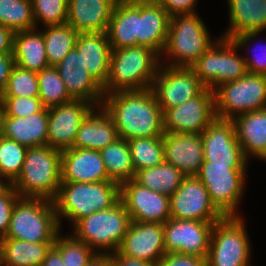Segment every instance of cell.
<instances>
[{
  "mask_svg": "<svg viewBox=\"0 0 266 266\" xmlns=\"http://www.w3.org/2000/svg\"><path fill=\"white\" fill-rule=\"evenodd\" d=\"M102 106L112 117L118 138L162 137L163 111L152 88L104 94Z\"/></svg>",
  "mask_w": 266,
  "mask_h": 266,
  "instance_id": "obj_1",
  "label": "cell"
},
{
  "mask_svg": "<svg viewBox=\"0 0 266 266\" xmlns=\"http://www.w3.org/2000/svg\"><path fill=\"white\" fill-rule=\"evenodd\" d=\"M159 54L146 46L111 50L104 94L151 88L160 66Z\"/></svg>",
  "mask_w": 266,
  "mask_h": 266,
  "instance_id": "obj_2",
  "label": "cell"
},
{
  "mask_svg": "<svg viewBox=\"0 0 266 266\" xmlns=\"http://www.w3.org/2000/svg\"><path fill=\"white\" fill-rule=\"evenodd\" d=\"M62 151L49 145L28 147L21 173L12 184L21 198L54 201L61 185Z\"/></svg>",
  "mask_w": 266,
  "mask_h": 266,
  "instance_id": "obj_3",
  "label": "cell"
},
{
  "mask_svg": "<svg viewBox=\"0 0 266 266\" xmlns=\"http://www.w3.org/2000/svg\"><path fill=\"white\" fill-rule=\"evenodd\" d=\"M120 200V185L113 181L93 183L61 182L54 200L57 218L66 217L75 225L96 211L107 210Z\"/></svg>",
  "mask_w": 266,
  "mask_h": 266,
  "instance_id": "obj_4",
  "label": "cell"
},
{
  "mask_svg": "<svg viewBox=\"0 0 266 266\" xmlns=\"http://www.w3.org/2000/svg\"><path fill=\"white\" fill-rule=\"evenodd\" d=\"M54 201L19 198L10 217L6 237L28 242H55L60 231Z\"/></svg>",
  "mask_w": 266,
  "mask_h": 266,
  "instance_id": "obj_5",
  "label": "cell"
},
{
  "mask_svg": "<svg viewBox=\"0 0 266 266\" xmlns=\"http://www.w3.org/2000/svg\"><path fill=\"white\" fill-rule=\"evenodd\" d=\"M132 220L125 209L124 204L119 200L114 206L107 210L96 211L89 216L80 219L74 225V237L90 246L99 254L96 249H104L102 254L115 253ZM107 250V252H105ZM108 250L112 252H108Z\"/></svg>",
  "mask_w": 266,
  "mask_h": 266,
  "instance_id": "obj_6",
  "label": "cell"
},
{
  "mask_svg": "<svg viewBox=\"0 0 266 266\" xmlns=\"http://www.w3.org/2000/svg\"><path fill=\"white\" fill-rule=\"evenodd\" d=\"M212 44L205 24L196 13L177 14L170 17L162 54L170 55L171 60L175 58L168 66L191 67Z\"/></svg>",
  "mask_w": 266,
  "mask_h": 266,
  "instance_id": "obj_7",
  "label": "cell"
},
{
  "mask_svg": "<svg viewBox=\"0 0 266 266\" xmlns=\"http://www.w3.org/2000/svg\"><path fill=\"white\" fill-rule=\"evenodd\" d=\"M214 92L216 118L232 120L236 113L238 116L266 108V75L247 72L221 84Z\"/></svg>",
  "mask_w": 266,
  "mask_h": 266,
  "instance_id": "obj_8",
  "label": "cell"
},
{
  "mask_svg": "<svg viewBox=\"0 0 266 266\" xmlns=\"http://www.w3.org/2000/svg\"><path fill=\"white\" fill-rule=\"evenodd\" d=\"M247 164H213L204 161L196 177L207 188L213 205L226 217L238 216Z\"/></svg>",
  "mask_w": 266,
  "mask_h": 266,
  "instance_id": "obj_9",
  "label": "cell"
},
{
  "mask_svg": "<svg viewBox=\"0 0 266 266\" xmlns=\"http://www.w3.org/2000/svg\"><path fill=\"white\" fill-rule=\"evenodd\" d=\"M240 216H226L213 226L207 266H248L250 242Z\"/></svg>",
  "mask_w": 266,
  "mask_h": 266,
  "instance_id": "obj_10",
  "label": "cell"
},
{
  "mask_svg": "<svg viewBox=\"0 0 266 266\" xmlns=\"http://www.w3.org/2000/svg\"><path fill=\"white\" fill-rule=\"evenodd\" d=\"M236 49L230 38L221 37L191 66L206 88L214 91L221 84L237 80L248 72L244 57L237 55Z\"/></svg>",
  "mask_w": 266,
  "mask_h": 266,
  "instance_id": "obj_11",
  "label": "cell"
},
{
  "mask_svg": "<svg viewBox=\"0 0 266 266\" xmlns=\"http://www.w3.org/2000/svg\"><path fill=\"white\" fill-rule=\"evenodd\" d=\"M161 65L151 88L163 112L198 96L206 88L191 67Z\"/></svg>",
  "mask_w": 266,
  "mask_h": 266,
  "instance_id": "obj_12",
  "label": "cell"
},
{
  "mask_svg": "<svg viewBox=\"0 0 266 266\" xmlns=\"http://www.w3.org/2000/svg\"><path fill=\"white\" fill-rule=\"evenodd\" d=\"M215 118V92L205 88L198 96L163 112L164 131L201 134Z\"/></svg>",
  "mask_w": 266,
  "mask_h": 266,
  "instance_id": "obj_13",
  "label": "cell"
},
{
  "mask_svg": "<svg viewBox=\"0 0 266 266\" xmlns=\"http://www.w3.org/2000/svg\"><path fill=\"white\" fill-rule=\"evenodd\" d=\"M171 218L218 222L225 217L212 203L207 188L196 176H186L170 196Z\"/></svg>",
  "mask_w": 266,
  "mask_h": 266,
  "instance_id": "obj_14",
  "label": "cell"
},
{
  "mask_svg": "<svg viewBox=\"0 0 266 266\" xmlns=\"http://www.w3.org/2000/svg\"><path fill=\"white\" fill-rule=\"evenodd\" d=\"M215 223L170 218L163 224L165 253L207 258Z\"/></svg>",
  "mask_w": 266,
  "mask_h": 266,
  "instance_id": "obj_15",
  "label": "cell"
},
{
  "mask_svg": "<svg viewBox=\"0 0 266 266\" xmlns=\"http://www.w3.org/2000/svg\"><path fill=\"white\" fill-rule=\"evenodd\" d=\"M120 200L135 222L164 224L171 218L170 197L131 179L120 185Z\"/></svg>",
  "mask_w": 266,
  "mask_h": 266,
  "instance_id": "obj_16",
  "label": "cell"
},
{
  "mask_svg": "<svg viewBox=\"0 0 266 266\" xmlns=\"http://www.w3.org/2000/svg\"><path fill=\"white\" fill-rule=\"evenodd\" d=\"M93 108L92 103L84 100H72L49 108L47 145L61 151L73 147L82 121Z\"/></svg>",
  "mask_w": 266,
  "mask_h": 266,
  "instance_id": "obj_17",
  "label": "cell"
},
{
  "mask_svg": "<svg viewBox=\"0 0 266 266\" xmlns=\"http://www.w3.org/2000/svg\"><path fill=\"white\" fill-rule=\"evenodd\" d=\"M204 161L213 164H247L231 120L215 118L201 133Z\"/></svg>",
  "mask_w": 266,
  "mask_h": 266,
  "instance_id": "obj_18",
  "label": "cell"
},
{
  "mask_svg": "<svg viewBox=\"0 0 266 266\" xmlns=\"http://www.w3.org/2000/svg\"><path fill=\"white\" fill-rule=\"evenodd\" d=\"M117 251L156 265L165 254L163 224L132 221Z\"/></svg>",
  "mask_w": 266,
  "mask_h": 266,
  "instance_id": "obj_19",
  "label": "cell"
},
{
  "mask_svg": "<svg viewBox=\"0 0 266 266\" xmlns=\"http://www.w3.org/2000/svg\"><path fill=\"white\" fill-rule=\"evenodd\" d=\"M230 28L222 37L241 48L266 29V0H228Z\"/></svg>",
  "mask_w": 266,
  "mask_h": 266,
  "instance_id": "obj_20",
  "label": "cell"
},
{
  "mask_svg": "<svg viewBox=\"0 0 266 266\" xmlns=\"http://www.w3.org/2000/svg\"><path fill=\"white\" fill-rule=\"evenodd\" d=\"M55 67L74 100H84L102 106L103 87L88 73L75 47Z\"/></svg>",
  "mask_w": 266,
  "mask_h": 266,
  "instance_id": "obj_21",
  "label": "cell"
},
{
  "mask_svg": "<svg viewBox=\"0 0 266 266\" xmlns=\"http://www.w3.org/2000/svg\"><path fill=\"white\" fill-rule=\"evenodd\" d=\"M110 181L98 150L68 148L62 150L61 182L93 183Z\"/></svg>",
  "mask_w": 266,
  "mask_h": 266,
  "instance_id": "obj_22",
  "label": "cell"
},
{
  "mask_svg": "<svg viewBox=\"0 0 266 266\" xmlns=\"http://www.w3.org/2000/svg\"><path fill=\"white\" fill-rule=\"evenodd\" d=\"M162 138L165 161L186 176H196L204 162L201 134L165 131Z\"/></svg>",
  "mask_w": 266,
  "mask_h": 266,
  "instance_id": "obj_23",
  "label": "cell"
},
{
  "mask_svg": "<svg viewBox=\"0 0 266 266\" xmlns=\"http://www.w3.org/2000/svg\"><path fill=\"white\" fill-rule=\"evenodd\" d=\"M170 17L156 0H138L137 46L152 48L160 55L166 45Z\"/></svg>",
  "mask_w": 266,
  "mask_h": 266,
  "instance_id": "obj_24",
  "label": "cell"
},
{
  "mask_svg": "<svg viewBox=\"0 0 266 266\" xmlns=\"http://www.w3.org/2000/svg\"><path fill=\"white\" fill-rule=\"evenodd\" d=\"M115 0H68L67 24L79 33H107Z\"/></svg>",
  "mask_w": 266,
  "mask_h": 266,
  "instance_id": "obj_25",
  "label": "cell"
},
{
  "mask_svg": "<svg viewBox=\"0 0 266 266\" xmlns=\"http://www.w3.org/2000/svg\"><path fill=\"white\" fill-rule=\"evenodd\" d=\"M0 136L26 147L47 145L48 109L23 117H8L0 113Z\"/></svg>",
  "mask_w": 266,
  "mask_h": 266,
  "instance_id": "obj_26",
  "label": "cell"
},
{
  "mask_svg": "<svg viewBox=\"0 0 266 266\" xmlns=\"http://www.w3.org/2000/svg\"><path fill=\"white\" fill-rule=\"evenodd\" d=\"M75 48L88 73L104 87L109 75L111 54L107 33H79Z\"/></svg>",
  "mask_w": 266,
  "mask_h": 266,
  "instance_id": "obj_27",
  "label": "cell"
},
{
  "mask_svg": "<svg viewBox=\"0 0 266 266\" xmlns=\"http://www.w3.org/2000/svg\"><path fill=\"white\" fill-rule=\"evenodd\" d=\"M102 107V108H101ZM98 114L93 108L78 129L73 148L102 150L118 139L116 126L103 106Z\"/></svg>",
  "mask_w": 266,
  "mask_h": 266,
  "instance_id": "obj_28",
  "label": "cell"
},
{
  "mask_svg": "<svg viewBox=\"0 0 266 266\" xmlns=\"http://www.w3.org/2000/svg\"><path fill=\"white\" fill-rule=\"evenodd\" d=\"M232 123L243 153L266 161V108L235 116Z\"/></svg>",
  "mask_w": 266,
  "mask_h": 266,
  "instance_id": "obj_29",
  "label": "cell"
},
{
  "mask_svg": "<svg viewBox=\"0 0 266 266\" xmlns=\"http://www.w3.org/2000/svg\"><path fill=\"white\" fill-rule=\"evenodd\" d=\"M111 50L137 46L138 0L116 2L107 30Z\"/></svg>",
  "mask_w": 266,
  "mask_h": 266,
  "instance_id": "obj_30",
  "label": "cell"
},
{
  "mask_svg": "<svg viewBox=\"0 0 266 266\" xmlns=\"http://www.w3.org/2000/svg\"><path fill=\"white\" fill-rule=\"evenodd\" d=\"M17 31L14 35L13 59L15 65L34 72L49 67L42 31Z\"/></svg>",
  "mask_w": 266,
  "mask_h": 266,
  "instance_id": "obj_31",
  "label": "cell"
},
{
  "mask_svg": "<svg viewBox=\"0 0 266 266\" xmlns=\"http://www.w3.org/2000/svg\"><path fill=\"white\" fill-rule=\"evenodd\" d=\"M54 242L0 239V266H41Z\"/></svg>",
  "mask_w": 266,
  "mask_h": 266,
  "instance_id": "obj_32",
  "label": "cell"
},
{
  "mask_svg": "<svg viewBox=\"0 0 266 266\" xmlns=\"http://www.w3.org/2000/svg\"><path fill=\"white\" fill-rule=\"evenodd\" d=\"M100 153L110 181L121 185L134 179L135 170L127 140L118 138Z\"/></svg>",
  "mask_w": 266,
  "mask_h": 266,
  "instance_id": "obj_33",
  "label": "cell"
},
{
  "mask_svg": "<svg viewBox=\"0 0 266 266\" xmlns=\"http://www.w3.org/2000/svg\"><path fill=\"white\" fill-rule=\"evenodd\" d=\"M185 177L186 175L174 165L164 161L155 167L137 171L134 180L142 186L170 197Z\"/></svg>",
  "mask_w": 266,
  "mask_h": 266,
  "instance_id": "obj_34",
  "label": "cell"
},
{
  "mask_svg": "<svg viewBox=\"0 0 266 266\" xmlns=\"http://www.w3.org/2000/svg\"><path fill=\"white\" fill-rule=\"evenodd\" d=\"M49 66H56L75 47L78 33L67 23L47 26L42 32Z\"/></svg>",
  "mask_w": 266,
  "mask_h": 266,
  "instance_id": "obj_35",
  "label": "cell"
},
{
  "mask_svg": "<svg viewBox=\"0 0 266 266\" xmlns=\"http://www.w3.org/2000/svg\"><path fill=\"white\" fill-rule=\"evenodd\" d=\"M128 145L135 173L165 161L162 137L132 138L128 140Z\"/></svg>",
  "mask_w": 266,
  "mask_h": 266,
  "instance_id": "obj_36",
  "label": "cell"
},
{
  "mask_svg": "<svg viewBox=\"0 0 266 266\" xmlns=\"http://www.w3.org/2000/svg\"><path fill=\"white\" fill-rule=\"evenodd\" d=\"M0 25L14 32L36 29L32 0H0Z\"/></svg>",
  "mask_w": 266,
  "mask_h": 266,
  "instance_id": "obj_37",
  "label": "cell"
},
{
  "mask_svg": "<svg viewBox=\"0 0 266 266\" xmlns=\"http://www.w3.org/2000/svg\"><path fill=\"white\" fill-rule=\"evenodd\" d=\"M39 81V98L44 107L49 109L74 100L60 77L56 67L49 66L37 72Z\"/></svg>",
  "mask_w": 266,
  "mask_h": 266,
  "instance_id": "obj_38",
  "label": "cell"
},
{
  "mask_svg": "<svg viewBox=\"0 0 266 266\" xmlns=\"http://www.w3.org/2000/svg\"><path fill=\"white\" fill-rule=\"evenodd\" d=\"M28 147L0 136V179L12 185L19 177ZM8 182V183H7Z\"/></svg>",
  "mask_w": 266,
  "mask_h": 266,
  "instance_id": "obj_39",
  "label": "cell"
},
{
  "mask_svg": "<svg viewBox=\"0 0 266 266\" xmlns=\"http://www.w3.org/2000/svg\"><path fill=\"white\" fill-rule=\"evenodd\" d=\"M53 247L60 253L65 266H86L97 254L89 245L72 236L57 235Z\"/></svg>",
  "mask_w": 266,
  "mask_h": 266,
  "instance_id": "obj_40",
  "label": "cell"
},
{
  "mask_svg": "<svg viewBox=\"0 0 266 266\" xmlns=\"http://www.w3.org/2000/svg\"><path fill=\"white\" fill-rule=\"evenodd\" d=\"M2 96L39 97L37 72L14 66Z\"/></svg>",
  "mask_w": 266,
  "mask_h": 266,
  "instance_id": "obj_41",
  "label": "cell"
},
{
  "mask_svg": "<svg viewBox=\"0 0 266 266\" xmlns=\"http://www.w3.org/2000/svg\"><path fill=\"white\" fill-rule=\"evenodd\" d=\"M35 25L37 21L47 26L67 23L68 0H32Z\"/></svg>",
  "mask_w": 266,
  "mask_h": 266,
  "instance_id": "obj_42",
  "label": "cell"
},
{
  "mask_svg": "<svg viewBox=\"0 0 266 266\" xmlns=\"http://www.w3.org/2000/svg\"><path fill=\"white\" fill-rule=\"evenodd\" d=\"M1 112L8 117H27L44 111L39 97L1 96Z\"/></svg>",
  "mask_w": 266,
  "mask_h": 266,
  "instance_id": "obj_43",
  "label": "cell"
},
{
  "mask_svg": "<svg viewBox=\"0 0 266 266\" xmlns=\"http://www.w3.org/2000/svg\"><path fill=\"white\" fill-rule=\"evenodd\" d=\"M20 198L12 185H6L0 191V239L6 237L10 225L12 209Z\"/></svg>",
  "mask_w": 266,
  "mask_h": 266,
  "instance_id": "obj_44",
  "label": "cell"
},
{
  "mask_svg": "<svg viewBox=\"0 0 266 266\" xmlns=\"http://www.w3.org/2000/svg\"><path fill=\"white\" fill-rule=\"evenodd\" d=\"M155 266H207V258L179 253H165Z\"/></svg>",
  "mask_w": 266,
  "mask_h": 266,
  "instance_id": "obj_45",
  "label": "cell"
},
{
  "mask_svg": "<svg viewBox=\"0 0 266 266\" xmlns=\"http://www.w3.org/2000/svg\"><path fill=\"white\" fill-rule=\"evenodd\" d=\"M170 15L196 13L194 6L197 0H156Z\"/></svg>",
  "mask_w": 266,
  "mask_h": 266,
  "instance_id": "obj_46",
  "label": "cell"
},
{
  "mask_svg": "<svg viewBox=\"0 0 266 266\" xmlns=\"http://www.w3.org/2000/svg\"><path fill=\"white\" fill-rule=\"evenodd\" d=\"M14 66L13 54L0 55V97L6 88L8 78Z\"/></svg>",
  "mask_w": 266,
  "mask_h": 266,
  "instance_id": "obj_47",
  "label": "cell"
},
{
  "mask_svg": "<svg viewBox=\"0 0 266 266\" xmlns=\"http://www.w3.org/2000/svg\"><path fill=\"white\" fill-rule=\"evenodd\" d=\"M261 51H263L262 57L256 55V57L253 56L248 60L244 58L249 73L266 75V47L264 46ZM254 52L256 53V50Z\"/></svg>",
  "mask_w": 266,
  "mask_h": 266,
  "instance_id": "obj_48",
  "label": "cell"
},
{
  "mask_svg": "<svg viewBox=\"0 0 266 266\" xmlns=\"http://www.w3.org/2000/svg\"><path fill=\"white\" fill-rule=\"evenodd\" d=\"M14 35L12 29L0 25V55L13 54Z\"/></svg>",
  "mask_w": 266,
  "mask_h": 266,
  "instance_id": "obj_49",
  "label": "cell"
},
{
  "mask_svg": "<svg viewBox=\"0 0 266 266\" xmlns=\"http://www.w3.org/2000/svg\"><path fill=\"white\" fill-rule=\"evenodd\" d=\"M110 255L113 266H155L144 260L121 255L118 251Z\"/></svg>",
  "mask_w": 266,
  "mask_h": 266,
  "instance_id": "obj_50",
  "label": "cell"
},
{
  "mask_svg": "<svg viewBox=\"0 0 266 266\" xmlns=\"http://www.w3.org/2000/svg\"><path fill=\"white\" fill-rule=\"evenodd\" d=\"M41 266H65L60 253L52 246L47 252Z\"/></svg>",
  "mask_w": 266,
  "mask_h": 266,
  "instance_id": "obj_51",
  "label": "cell"
},
{
  "mask_svg": "<svg viewBox=\"0 0 266 266\" xmlns=\"http://www.w3.org/2000/svg\"><path fill=\"white\" fill-rule=\"evenodd\" d=\"M86 266H113L110 254H96Z\"/></svg>",
  "mask_w": 266,
  "mask_h": 266,
  "instance_id": "obj_52",
  "label": "cell"
},
{
  "mask_svg": "<svg viewBox=\"0 0 266 266\" xmlns=\"http://www.w3.org/2000/svg\"><path fill=\"white\" fill-rule=\"evenodd\" d=\"M5 181L0 179V191L7 185L6 183H4Z\"/></svg>",
  "mask_w": 266,
  "mask_h": 266,
  "instance_id": "obj_53",
  "label": "cell"
},
{
  "mask_svg": "<svg viewBox=\"0 0 266 266\" xmlns=\"http://www.w3.org/2000/svg\"><path fill=\"white\" fill-rule=\"evenodd\" d=\"M116 2H127V1H136V0H115Z\"/></svg>",
  "mask_w": 266,
  "mask_h": 266,
  "instance_id": "obj_54",
  "label": "cell"
}]
</instances>
